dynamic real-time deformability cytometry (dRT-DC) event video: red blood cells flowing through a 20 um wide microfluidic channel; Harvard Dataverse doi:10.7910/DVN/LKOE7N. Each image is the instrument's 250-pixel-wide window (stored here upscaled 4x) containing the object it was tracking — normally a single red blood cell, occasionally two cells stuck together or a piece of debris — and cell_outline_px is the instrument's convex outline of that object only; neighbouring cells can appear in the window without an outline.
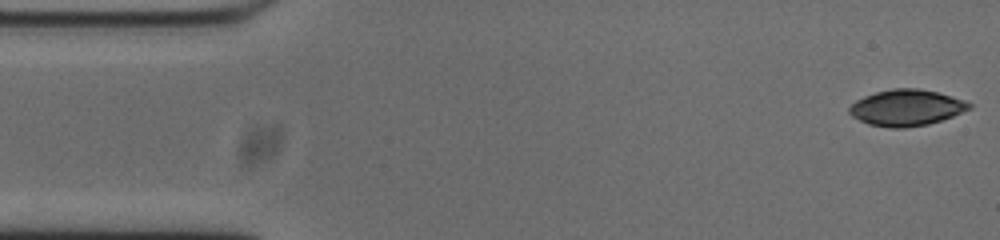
{"species": "common noctule bat (a hibernating species)", "species_latin": "Nyctalus noctula", "temperature_condition": "cold", "stored_images_in_passage": 52, "camera_frame_rate_fps": 3000, "um_per_image_px": 0.085, "animal": {"sex": "male", "body_mass_g": 20.0, "forearm_length_mm": 53.3}, "frame": {"image": 1, "passage_image": 1, "time_ms": 0.0, "image_size_px": [1000, 240], "cell_outline_px": [[972, 108], [952, 116], [928, 124], [904, 128], [888, 128], [868, 124], [852, 116], [848, 112], [848, 108], [856, 100], [864, 96], [876, 92], [892, 88], [916, 88], [936, 92], [964, 100], [972, 104]], "centroid_in_image_um": [77.02, 9.16], "position_along_channel_um": 8.0, "area_um2": 25.2}}
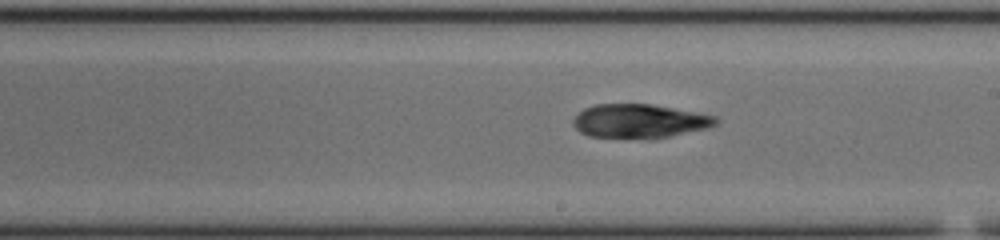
{"frame": {"image": 2, "passage_image": 28, "time_ms": 9.0, "image_size_px": [1000, 240], "cell_outline_px": [[716, 124], [704, 128], [668, 136], [588, 136], [580, 132], [572, 124], [572, 120], [584, 108], [596, 104], [652, 104], [696, 112], [716, 116]], "centroid_in_image_um": [54.3, 10.24], "position_along_channel_um": 234.7, "area_um2": 27.05}}
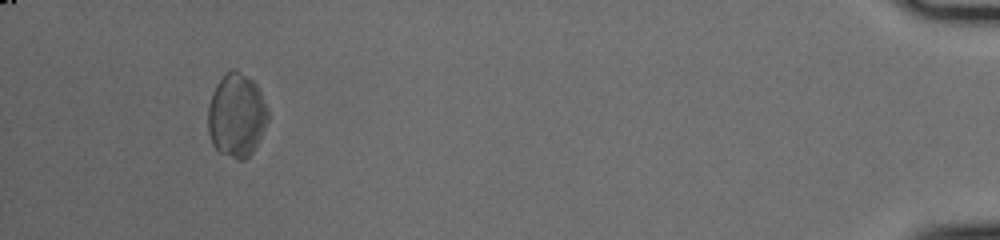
{"frame": {"image": 3, "passage_image": 49, "time_ms": 16.0, "image_size_px": [1000, 240], "cell_outline_px": [[268, 120], [252, 152], [244, 160], [236, 160], [220, 152], [212, 144], [208, 132], [208, 104], [212, 92], [216, 84], [224, 72], [232, 68], [236, 68], [252, 80], [260, 88], [268, 108]], "centroid_in_image_um": [20.09, 9.76], "position_along_channel_um": 415.1, "area_um2": 29.59}, "authors_computed_cell_mechanics": {"area_um2": 28.2064, "velocity_mm_per_s": 3.7511, "shape_relaxation_time_tau1_ms": null, "shape_relaxation_time_tau2_ms": 4.199, "deformation_change_tau1": null, "deformation_change_tau2": 0.0958}}